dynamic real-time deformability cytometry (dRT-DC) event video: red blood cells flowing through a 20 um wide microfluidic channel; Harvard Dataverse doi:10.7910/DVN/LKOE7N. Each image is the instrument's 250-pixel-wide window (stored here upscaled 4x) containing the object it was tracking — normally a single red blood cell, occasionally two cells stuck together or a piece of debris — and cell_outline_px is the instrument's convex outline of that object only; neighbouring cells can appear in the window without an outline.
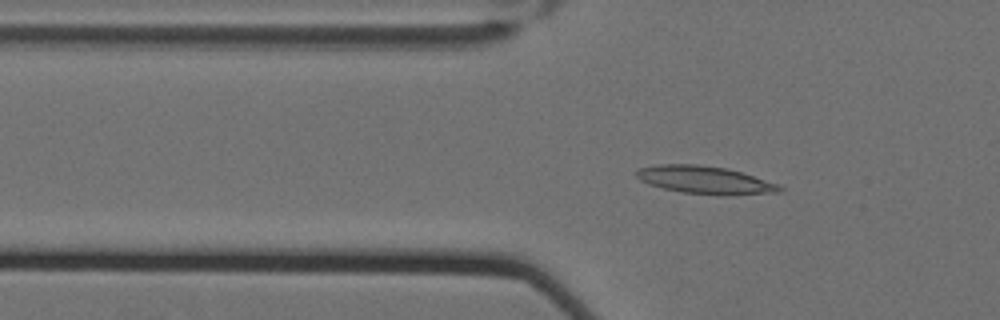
{"species": "Egyptian fruit bat (a non-hibernating species)", "species_latin": "Rousettus aegyptiacus", "temperature_condition": "cold", "stored_images_in_passage": 62, "camera_frame_rate_fps": 3000, "um_per_image_px": 0.085, "animal": {"sex": "female"}, "frame": {"image": 1, "passage_image": 23, "time_ms": 7.333, "image_size_px": [1000, 320], "cell_outline_px": [[784, 188], [780, 192], [728, 196], [724, 196], [684, 192], [664, 188], [648, 184], [640, 180], [636, 176], [636, 168], [660, 164], [696, 164], [724, 168], [740, 172], [776, 184]], "centroid_in_image_um": [59.88, 15.3], "position_along_channel_um": 65.9, "area_um2": 23.0}}
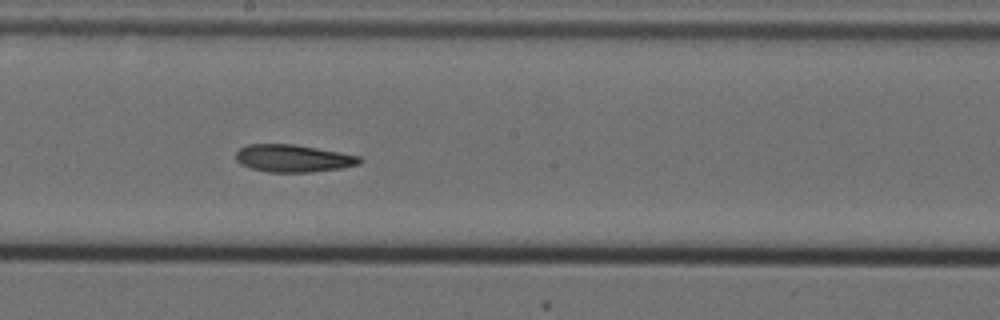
{"frame": {"image": 2, "passage_image": 37, "time_ms": 12.0, "image_size_px": [1000, 320], "cell_outline_px": [[364, 160], [360, 164], [340, 168], [312, 172], [268, 172], [252, 168], [240, 164], [236, 160], [236, 152], [240, 148], [248, 144], [296, 144], [340, 152], [360, 156]], "centroid_in_image_um": [24.94, 13.45], "position_along_channel_um": 223.3, "area_um2": 19.88}}
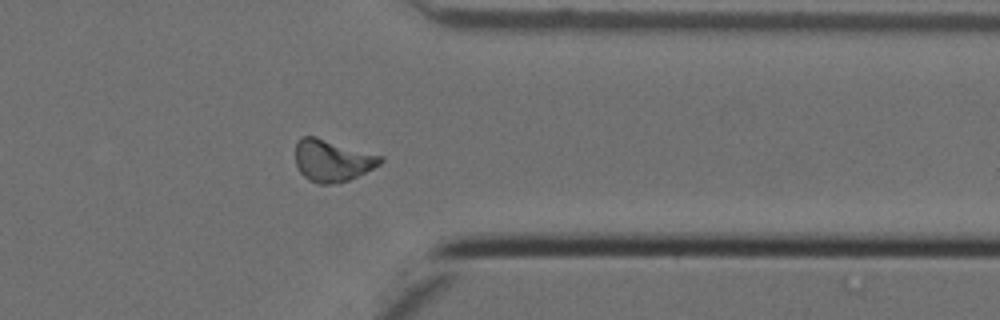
{"frame": {"image": 3, "passage_image": 51, "time_ms": 16.667, "image_size_px": [1000, 320], "cell_outline_px": [[384, 160], [380, 164], [348, 180], [336, 184], [316, 184], [308, 180], [300, 172], [296, 164], [296, 140], [300, 136], [316, 136], [384, 156]], "centroid_in_image_um": [28.22, 13.63], "position_along_channel_um": 383.2, "area_um2": 20.92}, "authors_computed_cell_mechanics": {"area_um2": 20.4034, "velocity_mm_per_s": 3.4898, "shape_relaxation_time_tau1_ms": null, "shape_relaxation_time_tau2_ms": 6.4006, "deformation_change_tau1": null, "deformation_change_tau2": 0.1381}}